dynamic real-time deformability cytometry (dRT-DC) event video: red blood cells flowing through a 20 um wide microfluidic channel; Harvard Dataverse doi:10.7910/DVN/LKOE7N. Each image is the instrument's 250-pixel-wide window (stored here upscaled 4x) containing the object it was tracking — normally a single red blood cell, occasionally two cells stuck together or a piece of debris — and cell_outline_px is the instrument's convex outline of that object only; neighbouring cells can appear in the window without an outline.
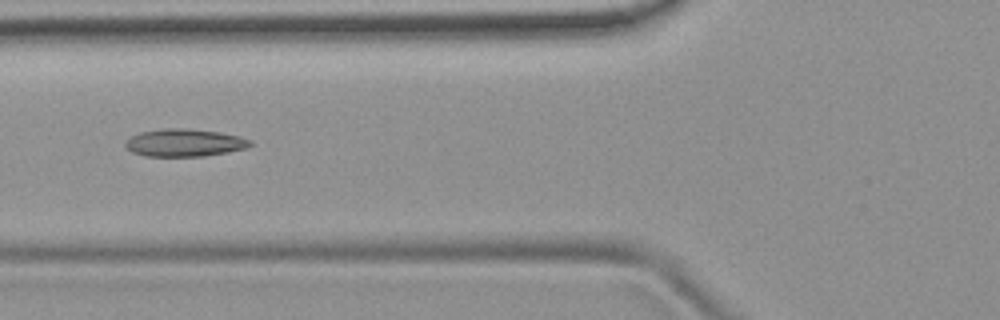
{"species": "common noctule bat (a hibernating species)", "species_latin": "Nyctalus noctula", "temperature_condition": "room temperature", "stored_images_in_passage": 12, "camera_frame_rate_fps": 3000, "um_per_image_px": 0.085, "animal": {"sex": "female", "body_mass_g": 19.9}, "frame": {"image": 1, "passage_image": 6, "time_ms": 1.667, "image_size_px": [1000, 320], "cell_outline_px": [[252, 144], [244, 148], [228, 152], [204, 156], [144, 156], [132, 152], [124, 144], [132, 136], [140, 132], [164, 128], [184, 128], [220, 132], [240, 136], [252, 140]], "centroid_in_image_um": [15.69, 12.13], "position_along_channel_um": 110.1, "area_um2": 20.0}}
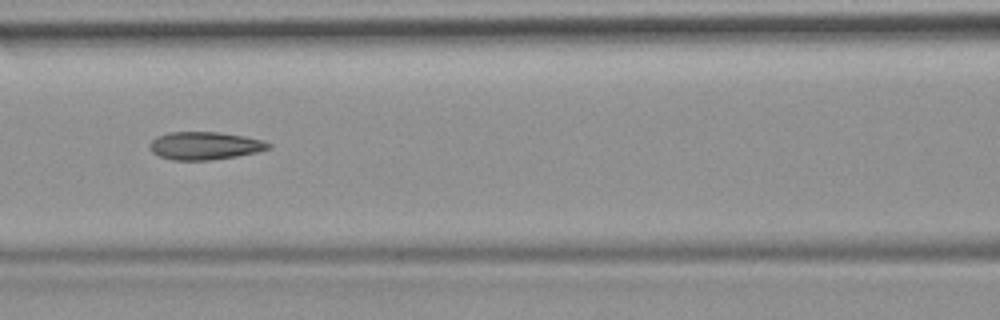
{"frame": {"image": 2, "passage_image": 9, "time_ms": 2.667, "image_size_px": [1000, 320], "cell_outline_px": [[272, 148], [256, 152], [236, 156], [208, 160], [172, 160], [160, 156], [152, 152], [148, 148], [148, 144], [156, 136], [168, 132], [216, 132], [244, 136], [264, 140], [272, 144]], "centroid_in_image_um": [17.39, 12.38], "position_along_channel_um": 149.2, "area_um2": 19.36}}